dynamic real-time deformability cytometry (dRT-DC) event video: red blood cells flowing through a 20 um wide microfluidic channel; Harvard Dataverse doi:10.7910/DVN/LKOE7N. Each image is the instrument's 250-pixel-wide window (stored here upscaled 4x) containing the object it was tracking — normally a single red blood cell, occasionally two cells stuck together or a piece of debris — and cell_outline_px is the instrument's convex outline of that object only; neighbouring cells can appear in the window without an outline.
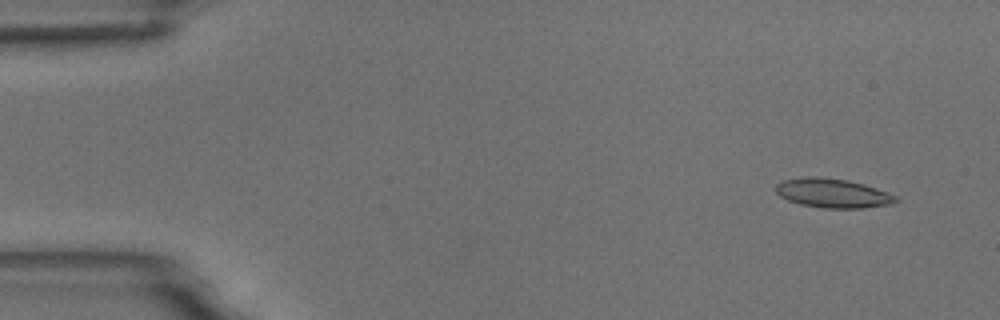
{"species": "common noctule bat (a hibernating species)", "species_latin": "Nyctalus noctula", "temperature_condition": "room temperature", "stored_images_in_passage": 9, "camera_frame_rate_fps": 3000, "um_per_image_px": 0.085, "animal": {"sex": "male", "body_mass_g": 18.8}, "frame": {"image": 1, "passage_image": 1, "time_ms": 0.0, "image_size_px": [1000, 320], "cell_outline_px": [[900, 200], [892, 204], [864, 208], [824, 208], [800, 204], [788, 200], [780, 196], [776, 192], [776, 184], [784, 180], [804, 176], [816, 176], [848, 180], [864, 184], [876, 188], [896, 196]], "centroid_in_image_um": [70.79, 16.42], "position_along_channel_um": 14.2, "area_um2": 20.46}}
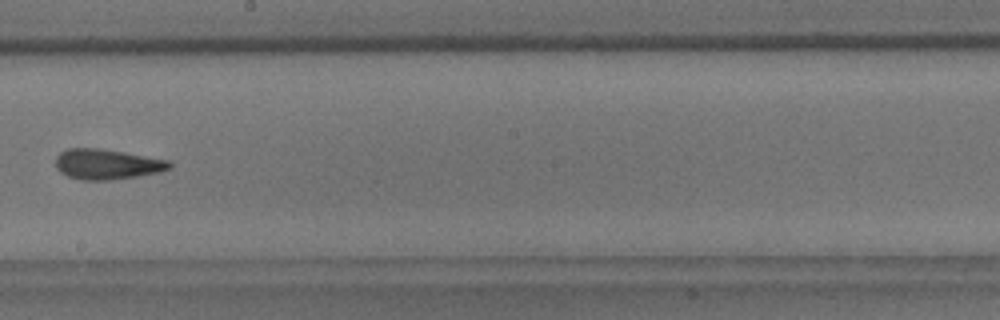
{"frame": {"image": 2, "passage_image": 8, "time_ms": 9.0, "image_size_px": [1000, 320], "cell_outline_px": [[172, 168], [160, 172], [112, 180], [80, 180], [68, 176], [60, 172], [56, 168], [56, 156], [60, 152], [68, 148], [96, 148], [124, 152], [172, 160]], "centroid_in_image_um": [9.12, 13.96], "position_along_channel_um": 239.1, "area_um2": 20.29}}
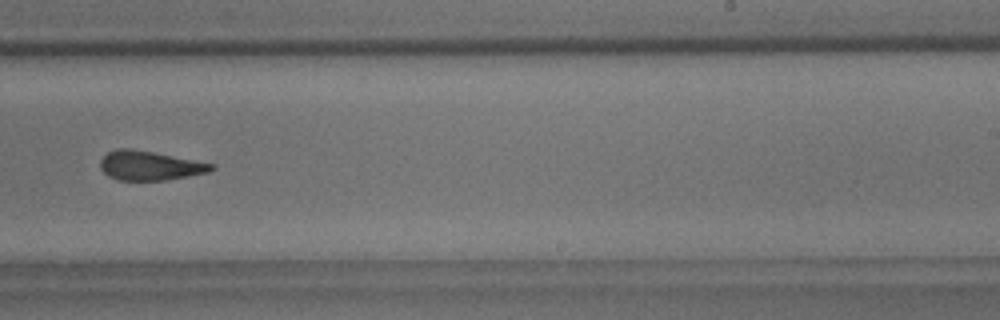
{"frame": {"image": 3, "passage_image": 9, "time_ms": 10.0, "image_size_px": [1000, 320], "cell_outline_px": [[216, 168], [208, 172], [164, 180], [116, 180], [108, 176], [100, 168], [100, 160], [108, 152], [116, 148], [128, 148], [152, 152], [216, 164]], "centroid_in_image_um": [12.71, 14.07], "position_along_channel_um": 276.3, "area_um2": 18.84}}